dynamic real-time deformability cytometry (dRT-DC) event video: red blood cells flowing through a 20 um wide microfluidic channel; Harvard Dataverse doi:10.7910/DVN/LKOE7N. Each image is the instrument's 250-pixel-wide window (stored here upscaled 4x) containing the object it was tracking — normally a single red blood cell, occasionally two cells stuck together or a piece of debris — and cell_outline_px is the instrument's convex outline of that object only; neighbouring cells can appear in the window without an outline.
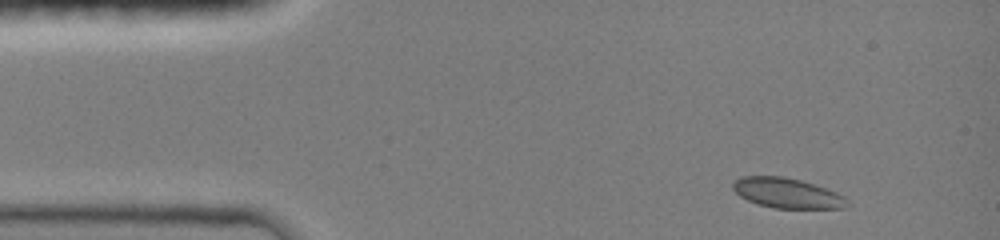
{"species": "common noctule bat (a hibernating species)", "species_latin": "Nyctalus noctula", "temperature_condition": "room temperature", "stored_images_in_passage": 6, "camera_frame_rate_fps": 3000, "um_per_image_px": 0.085, "animal": {"sex": "female", "body_mass_g": 19.0, "forearm_length_mm": 51.5}, "frame": {"image": 1, "passage_image": 1, "time_ms": 0.0, "image_size_px": [1000, 240], "cell_outline_px": [[848, 208], [772, 208], [756, 204], [740, 196], [732, 188], [732, 184], [736, 180], [744, 176], [780, 176], [800, 180], [836, 192], [844, 196], [848, 204]], "centroid_in_image_um": [66.89, 16.42], "position_along_channel_um": 18.1, "area_um2": 19.83}}
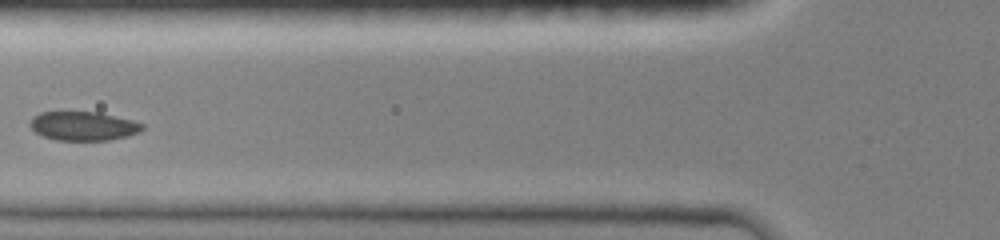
{"frame": {"image": 2, "passage_image": 5, "time_ms": 4.333, "image_size_px": [1000, 240], "cell_outline_px": [[144, 128], [136, 132], [124, 136], [108, 140], [56, 140], [44, 136], [36, 132], [28, 124], [28, 120], [32, 116], [40, 112], [100, 112], [132, 120], [144, 124]], "centroid_in_image_um": [7.02, 10.69], "position_along_channel_um": 118.8, "area_um2": 18.84}}
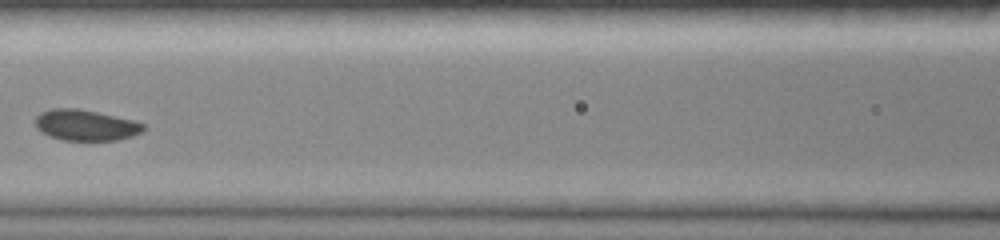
{"frame": {"image": 3, "passage_image": 6, "time_ms": 5.333, "image_size_px": [1000, 240], "cell_outline_px": [[144, 128], [140, 132], [132, 136], [116, 140], [64, 140], [48, 136], [40, 132], [36, 128], [36, 116], [40, 112], [52, 108], [76, 108], [96, 112], [132, 120], [144, 124]], "centroid_in_image_um": [7.22, 10.64], "position_along_channel_um": 159.4, "area_um2": 19.31}}